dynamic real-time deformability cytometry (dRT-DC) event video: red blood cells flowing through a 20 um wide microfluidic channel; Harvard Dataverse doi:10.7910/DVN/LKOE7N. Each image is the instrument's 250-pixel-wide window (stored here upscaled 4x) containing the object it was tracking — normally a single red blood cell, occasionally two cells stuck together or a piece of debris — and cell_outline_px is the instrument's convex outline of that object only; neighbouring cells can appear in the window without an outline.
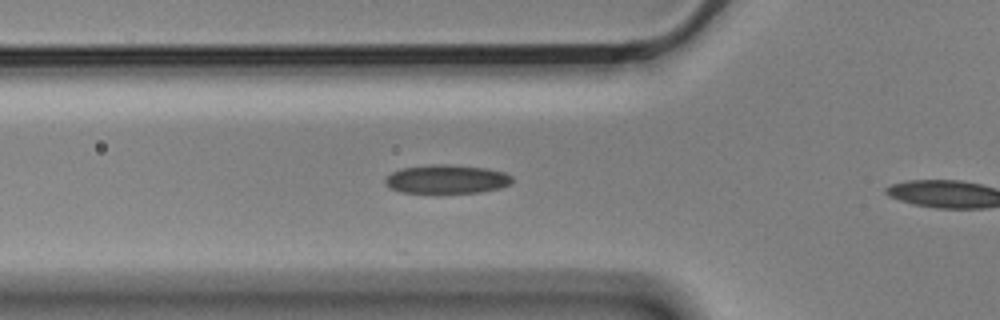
{"species": "Egyptian fruit bat (a non-hibernating species)", "species_latin": "Rousettus aegyptiacus", "temperature_condition": "cold", "stored_images_in_passage": 3, "segment_of_instrument_passage": [1, 2], "camera_frame_rate_fps": 3000, "um_per_image_px": 0.085, "animal": {"sex": "male"}, "frame": {"image": 1, "passage_image": 2, "time_ms": 0.333, "image_size_px": [1000, 320], "cell_outline_px": [[512, 180], [508, 184], [500, 188], [480, 192], [400, 192], [388, 188], [384, 184], [384, 180], [392, 172], [404, 168], [436, 164], [448, 164], [488, 168], [504, 172], [512, 176]], "centroid_in_image_um": [37.96, 15.22], "position_along_channel_um": 87.8, "area_um2": 21.1}}